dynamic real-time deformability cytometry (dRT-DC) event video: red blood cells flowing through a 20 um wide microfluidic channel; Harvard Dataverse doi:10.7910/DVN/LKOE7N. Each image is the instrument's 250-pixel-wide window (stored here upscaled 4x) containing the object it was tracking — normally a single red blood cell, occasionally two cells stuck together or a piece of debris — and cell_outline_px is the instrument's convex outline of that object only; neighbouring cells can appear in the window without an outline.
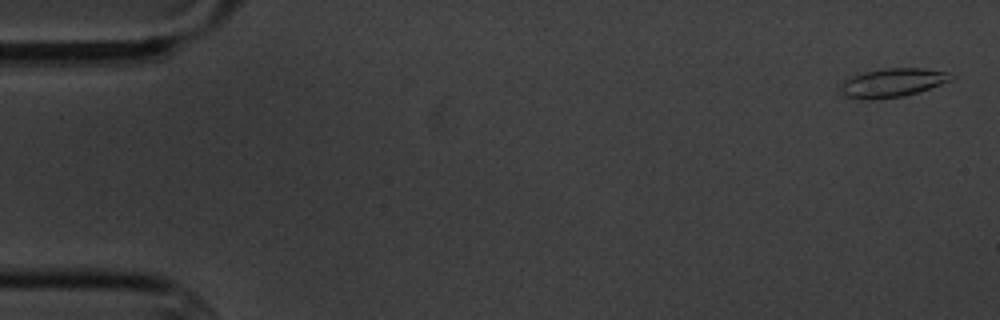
{"species": "common noctule bat (a hibernating species)", "species_latin": "Nyctalus noctula", "temperature_condition": "cold", "stored_images_in_passage": 5, "camera_frame_rate_fps": 3000, "um_per_image_px": 0.085, "animal": {"sex": "male", "body_mass_g": 20.1, "forearm_length_mm": 53.5}, "frame": {"image": 1, "passage_image": 1, "time_ms": 0.0, "image_size_px": [1000, 320], "cell_outline_px": [[956, 76], [952, 80], [904, 96], [872, 100], [860, 100], [844, 96], [840, 92], [836, 84], [852, 76], [864, 72], [884, 68], [924, 68], [944, 72]], "centroid_in_image_um": [75.75, 7.04], "position_along_channel_um": 9.2, "area_um2": 18.73}}
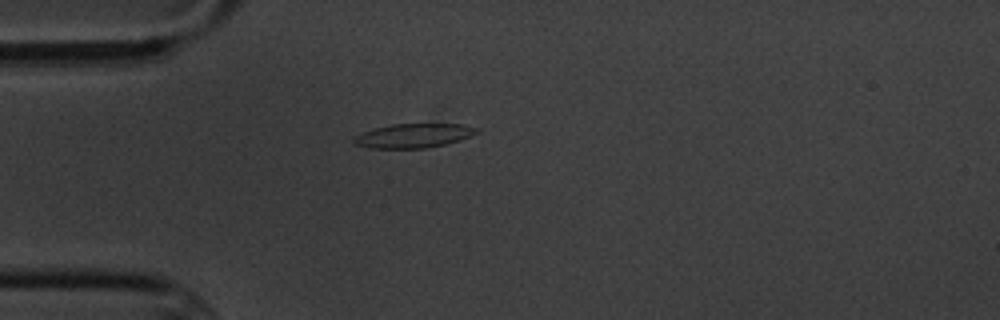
{"frame": {"image": 2, "passage_image": 5, "time_ms": 4.667, "image_size_px": [1000, 320], "cell_outline_px": [[480, 132], [460, 140], [444, 144], [424, 148], [372, 148], [352, 144], [352, 140], [356, 136], [364, 132], [376, 128], [392, 124], [464, 124], [480, 128]], "centroid_in_image_um": [35.19, 11.53], "position_along_channel_um": 49.8, "area_um2": 17.22}}